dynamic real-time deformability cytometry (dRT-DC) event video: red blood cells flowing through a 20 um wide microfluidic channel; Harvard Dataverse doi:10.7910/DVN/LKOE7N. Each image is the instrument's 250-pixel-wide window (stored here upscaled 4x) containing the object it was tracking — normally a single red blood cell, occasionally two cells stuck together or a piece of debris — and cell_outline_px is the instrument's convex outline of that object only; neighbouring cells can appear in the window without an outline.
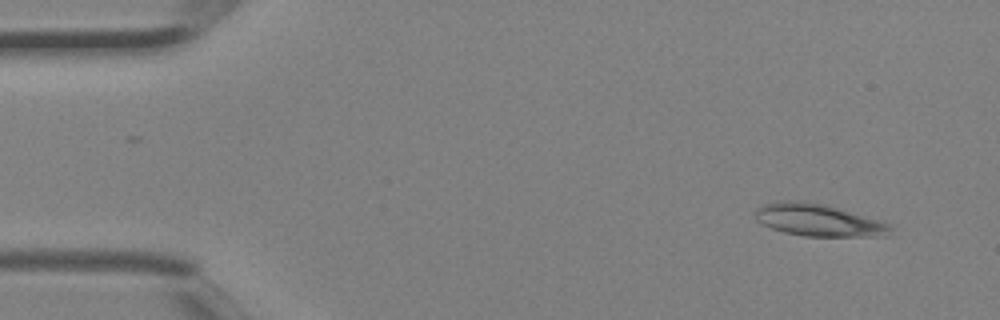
{"species": "Egyptian fruit bat (a non-hibernating species)", "species_latin": "Rousettus aegyptiacus", "temperature_condition": "room temperature", "stored_images_in_passage": 2, "camera_frame_rate_fps": 3000, "um_per_image_px": 0.085, "animal": {"sex": "female"}, "frame": {"image": 1, "passage_image": 2, "time_ms": 0.333, "image_size_px": [1000, 320], "cell_outline_px": [[892, 228], [888, 236], [804, 236], [784, 232], [772, 228], [756, 220], [756, 208], [764, 204], [776, 200], [804, 200], [824, 204], [880, 220], [888, 224]], "centroid_in_image_um": [69.55, 18.69], "position_along_channel_um": 15.5, "area_um2": 25.37}}